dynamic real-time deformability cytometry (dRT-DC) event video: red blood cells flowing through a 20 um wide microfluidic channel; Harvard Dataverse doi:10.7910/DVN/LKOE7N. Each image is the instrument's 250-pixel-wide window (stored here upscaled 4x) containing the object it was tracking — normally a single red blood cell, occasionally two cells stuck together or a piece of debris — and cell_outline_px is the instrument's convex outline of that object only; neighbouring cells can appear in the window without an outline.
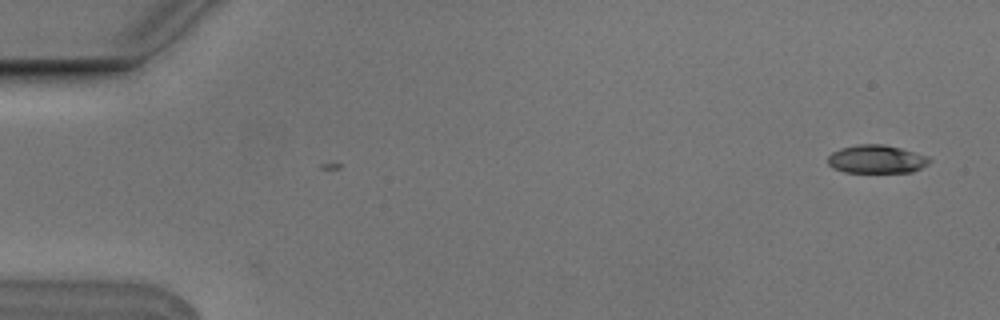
{"species": "Egyptian fruit bat (a non-hibernating species)", "species_latin": "Rousettus aegyptiacus", "temperature_condition": "cold", "stored_images_in_passage": 5, "camera_frame_rate_fps": 3000, "um_per_image_px": 0.085, "animal": {"sex": "male"}, "frame": {"image": 1, "passage_image": 1, "time_ms": 0.0, "image_size_px": [1000, 320], "cell_outline_px": [[932, 160], [928, 164], [912, 172], [844, 172], [832, 168], [828, 164], [828, 156], [832, 152], [840, 148], [856, 144], [884, 144], [900, 148], [928, 156]], "centroid_in_image_um": [74.48, 13.52], "position_along_channel_um": 10.5, "area_um2": 16.82}}
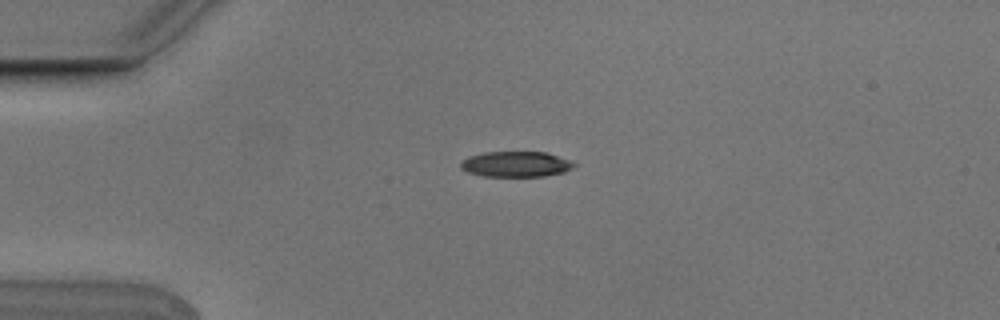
{"frame": {"image": 2, "passage_image": 4, "time_ms": 1.0, "image_size_px": [1000, 320], "cell_outline_px": [[576, 164], [572, 168], [564, 172], [544, 176], [484, 176], [468, 172], [460, 168], [460, 164], [468, 156], [484, 152], [548, 152], [572, 160]], "centroid_in_image_um": [43.89, 13.94], "position_along_channel_um": 41.1, "area_um2": 16.94}}